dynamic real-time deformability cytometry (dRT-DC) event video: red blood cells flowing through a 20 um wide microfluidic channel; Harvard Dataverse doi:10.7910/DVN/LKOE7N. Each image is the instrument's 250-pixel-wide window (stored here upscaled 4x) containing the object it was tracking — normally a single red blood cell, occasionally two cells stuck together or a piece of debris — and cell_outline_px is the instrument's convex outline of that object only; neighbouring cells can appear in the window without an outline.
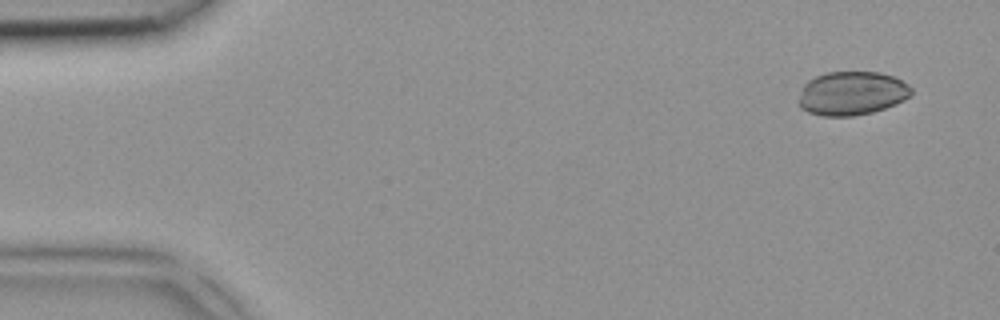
{"species": "common noctule bat (a hibernating species)", "species_latin": "Nyctalus noctula", "temperature_condition": "room temperature", "stored_images_in_passage": 5, "camera_frame_rate_fps": 3000, "um_per_image_px": 0.085, "animal": {"sex": "female", "body_mass_g": 18.4}, "frame": {"image": 1, "passage_image": 1, "time_ms": 0.0, "image_size_px": [1000, 320], "cell_outline_px": [[912, 96], [896, 104], [872, 112], [852, 116], [820, 116], [808, 112], [800, 108], [800, 96], [804, 84], [808, 80], [816, 76], [828, 72], [880, 72], [892, 76], [908, 84], [912, 88]], "centroid_in_image_um": [72.42, 7.93], "position_along_channel_um": 12.6, "area_um2": 28.73}}